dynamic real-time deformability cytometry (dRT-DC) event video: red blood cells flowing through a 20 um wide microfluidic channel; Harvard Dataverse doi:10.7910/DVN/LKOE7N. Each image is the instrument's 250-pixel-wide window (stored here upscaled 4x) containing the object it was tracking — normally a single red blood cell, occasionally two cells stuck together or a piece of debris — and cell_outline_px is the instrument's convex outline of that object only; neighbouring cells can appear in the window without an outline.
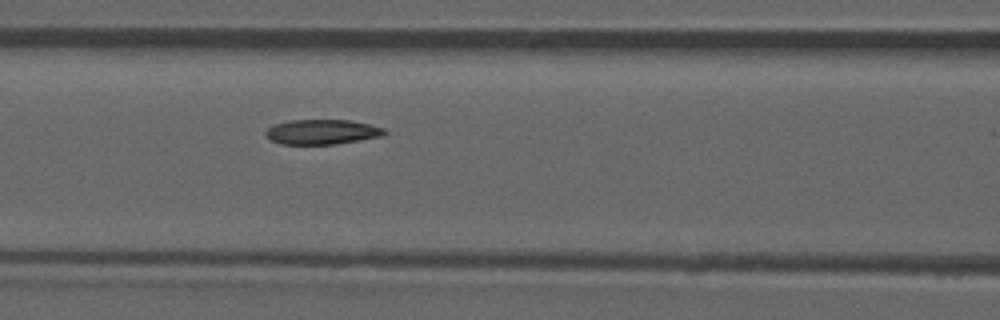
{"species": "common noctule bat (a hibernating species)", "species_latin": "Nyctalus noctula", "temperature_condition": "room temperature", "stored_images_in_passage": 53, "camera_frame_rate_fps": 3000, "um_per_image_px": 0.085, "animal": {"sex": "male", "forearm_length_mm": 52.5}, "frame": {"image": 1, "passage_image": 23, "time_ms": 7.333, "image_size_px": [1000, 320], "cell_outline_px": [[388, 132], [384, 136], [336, 144], [280, 144], [272, 140], [264, 132], [268, 128], [276, 124], [288, 120], [348, 120], [368, 124], [384, 128]], "centroid_in_image_um": [27.41, 11.21], "position_along_channel_um": 139.2, "area_um2": 17.17}, "authors_computed_cell_mechanics": {"area_um2": 17.9758, "velocity_mm_per_s": 3.8972, "shape_relaxation_time_tau1_ms": 5.586, "shape_relaxation_time_tau2_ms": 4.742, "deformation_change_tau1": 0.1491, "deformation_change_tau2": 0.1089}}